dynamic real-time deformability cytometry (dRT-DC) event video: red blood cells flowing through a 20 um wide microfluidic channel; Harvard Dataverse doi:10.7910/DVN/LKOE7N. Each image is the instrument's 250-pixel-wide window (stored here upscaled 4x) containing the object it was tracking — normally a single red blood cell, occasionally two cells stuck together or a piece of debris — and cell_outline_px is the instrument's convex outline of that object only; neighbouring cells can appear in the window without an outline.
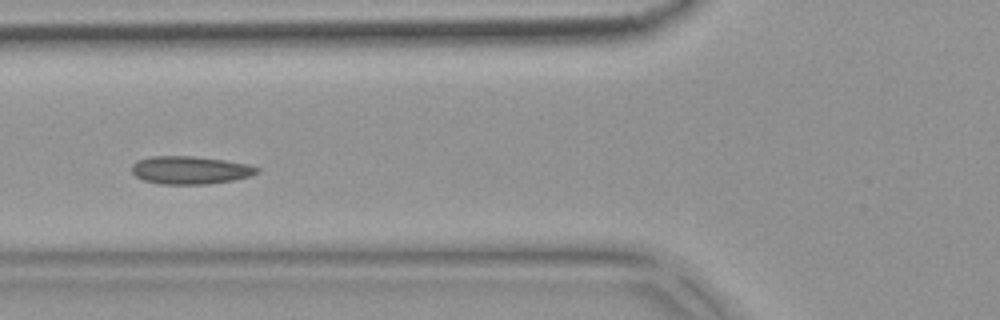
{"species": "common noctule bat (a hibernating species)", "species_latin": "Nyctalus noctula", "temperature_condition": "warm", "stored_images_in_passage": 53, "camera_frame_rate_fps": 3000, "um_per_image_px": 0.085, "animal": {"sex": "female", "body_mass_g": 18.4}, "frame": {"image": 1, "passage_image": 19, "time_ms": 6.0, "image_size_px": [1000, 320], "cell_outline_px": [[260, 172], [248, 176], [232, 180], [208, 184], [160, 184], [144, 180], [136, 176], [132, 172], [132, 164], [136, 160], [152, 156], [192, 156], [224, 160], [248, 164], [260, 168]], "centroid_in_image_um": [16.15, 14.45], "position_along_channel_um": 109.6, "area_um2": 20.35}}
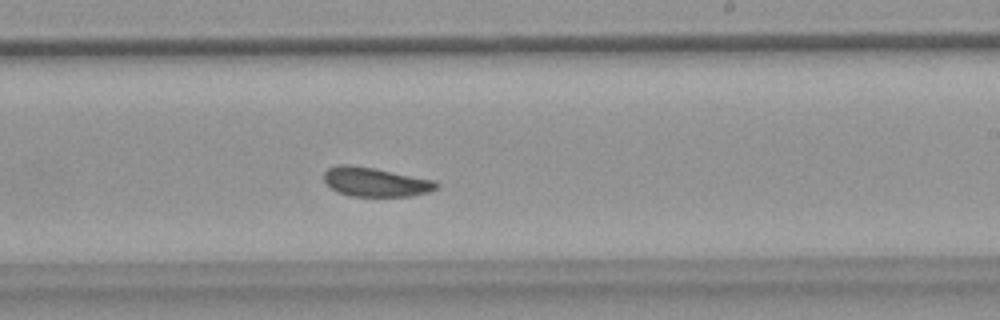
{"frame": {"image": 2, "passage_image": 31, "time_ms": 10.0, "image_size_px": [1000, 320], "cell_outline_px": [[440, 184], [436, 188], [428, 192], [412, 196], [352, 196], [336, 192], [324, 180], [324, 172], [328, 168], [340, 164], [348, 164], [372, 168], [436, 180]], "centroid_in_image_um": [31.92, 15.47], "position_along_channel_um": 257.1, "area_um2": 19.02}}
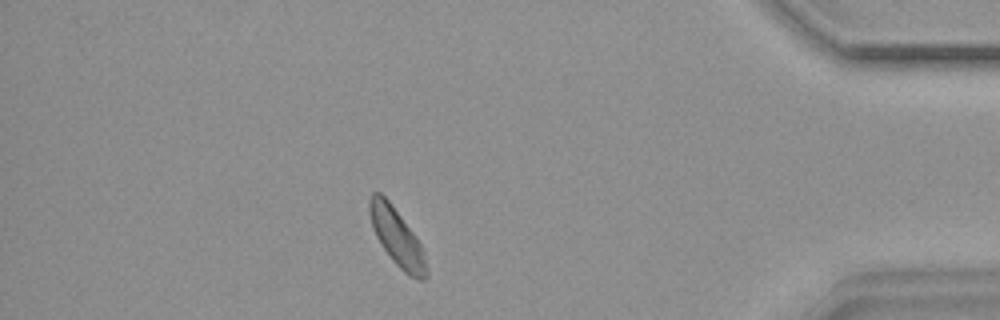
{"frame": {"image": 3, "passage_image": 46, "time_ms": 15.0, "image_size_px": [1000, 320], "cell_outline_px": [[428, 276], [424, 280], [420, 280], [408, 276], [392, 260], [376, 236], [372, 228], [368, 212], [368, 200], [372, 192], [380, 192], [388, 200], [416, 236], [424, 252], [428, 268]], "centroid_in_image_um": [33.74, 20.17], "position_along_channel_um": 401.5, "area_um2": 19.13}, "authors_computed_cell_mechanics": {"area_um2": 19.5942, "velocity_mm_per_s": 3.7009, "shape_relaxation_time_tau1_ms": 10.5852, "shape_relaxation_time_tau2_ms": 2.0023, "deformation_change_tau1": 0.1861, "deformation_change_tau2": 0.0746}}